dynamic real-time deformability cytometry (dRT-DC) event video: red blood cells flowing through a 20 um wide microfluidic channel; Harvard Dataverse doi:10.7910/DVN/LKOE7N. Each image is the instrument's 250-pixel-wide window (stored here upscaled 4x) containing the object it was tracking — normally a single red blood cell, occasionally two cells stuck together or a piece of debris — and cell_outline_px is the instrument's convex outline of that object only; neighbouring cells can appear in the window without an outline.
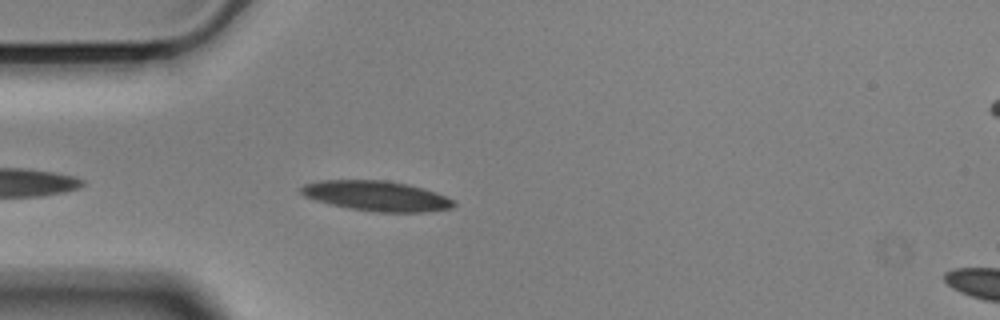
{"species": "Egyptian fruit bat (a non-hibernating species)", "species_latin": "Rousettus aegyptiacus", "temperature_condition": "cold", "stored_images_in_passage": 22, "camera_frame_rate_fps": 3000, "um_per_image_px": 0.085, "animal": {"sex": "male"}, "frame": {"image": 1, "passage_image": 4, "time_ms": 1.0, "image_size_px": [1000, 320], "cell_outline_px": [[456, 204], [452, 208], [424, 212], [376, 212], [348, 208], [316, 200], [304, 196], [300, 192], [300, 188], [304, 184], [320, 180], [388, 180], [408, 184], [424, 188], [436, 192], [456, 200]], "centroid_in_image_um": [32.04, 16.65], "position_along_channel_um": 53.0, "area_um2": 26.93}}
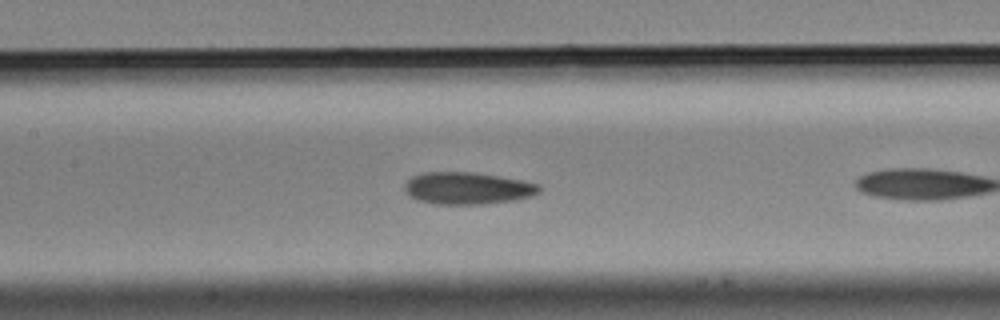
{"frame": {"image": 2, "passage_image": 11, "time_ms": 3.333, "image_size_px": [1000, 320], "cell_outline_px": [[540, 192], [532, 196], [516, 200], [484, 204], [432, 204], [408, 196], [404, 192], [404, 184], [412, 176], [424, 172], [472, 172], [500, 176], [524, 180], [540, 184]], "centroid_in_image_um": [39.75, 16.0], "position_along_channel_um": 167.7, "area_um2": 25.49}}
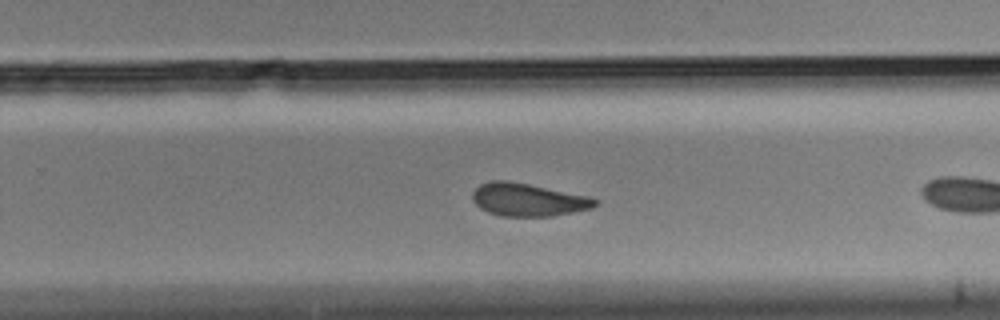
{"frame": {"image": 3, "passage_image": 21, "time_ms": 6.667, "image_size_px": [1000, 320], "cell_outline_px": [[600, 204], [592, 208], [552, 216], [500, 216], [488, 212], [480, 208], [472, 200], [472, 192], [480, 184], [492, 180], [508, 180], [588, 196], [600, 200]], "centroid_in_image_um": [44.88, 16.98], "position_along_channel_um": 284.9, "area_um2": 23.52}}